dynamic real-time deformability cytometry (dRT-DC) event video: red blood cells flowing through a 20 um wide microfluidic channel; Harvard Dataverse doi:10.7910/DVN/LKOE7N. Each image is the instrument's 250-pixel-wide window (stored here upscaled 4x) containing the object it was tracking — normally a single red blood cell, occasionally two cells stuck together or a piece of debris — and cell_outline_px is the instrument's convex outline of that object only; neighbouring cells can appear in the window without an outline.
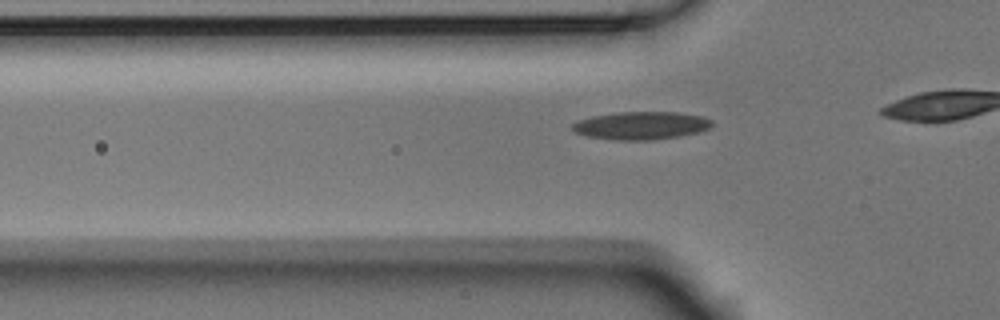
{"species": "Egyptian fruit bat (a non-hibernating species)", "species_latin": "Rousettus aegyptiacus", "temperature_condition": "room temperature", "stored_images_in_passage": 39, "camera_frame_rate_fps": 3000, "um_per_image_px": 0.085, "animal": {"sex": "male"}, "frame": {"image": 1, "passage_image": 14, "time_ms": 4.333, "image_size_px": [1000, 320], "cell_outline_px": [[712, 128], [700, 132], [680, 136], [652, 140], [616, 140], [588, 136], [576, 132], [572, 128], [572, 124], [580, 120], [592, 116], [620, 112], [676, 112], [704, 116], [712, 120]], "centroid_in_image_um": [54.57, 10.67], "position_along_channel_um": 71.2, "area_um2": 22.72}}
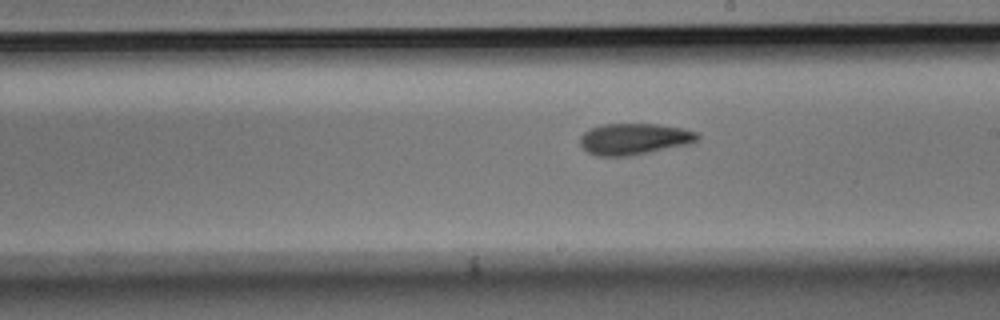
{"frame": {"image": 2, "passage_image": 27, "time_ms": 8.667, "image_size_px": [1000, 320], "cell_outline_px": [[700, 140], [688, 144], [628, 156], [596, 156], [588, 152], [580, 144], [580, 136], [584, 132], [600, 124], [656, 124], [684, 128], [696, 132], [700, 136]], "centroid_in_image_um": [53.91, 11.8], "position_along_channel_um": 235.1, "area_um2": 21.39}}
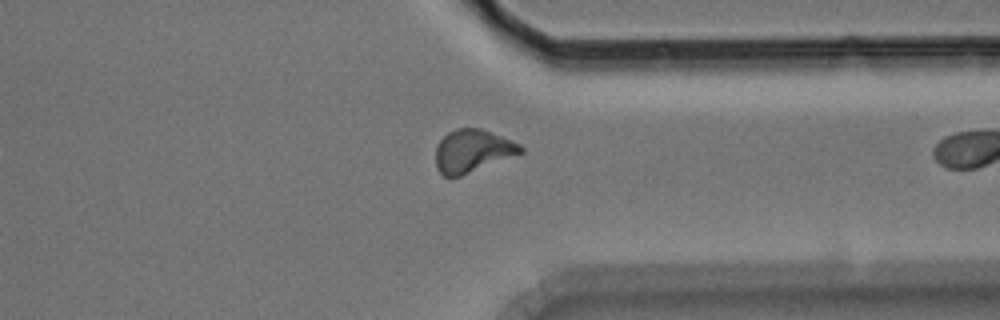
{"frame": {"image": 3, "passage_image": 38, "time_ms": 12.333, "image_size_px": [1000, 320], "cell_outline_px": [[524, 152], [460, 176], [444, 176], [436, 168], [436, 144], [448, 132], [456, 128], [480, 128], [520, 144], [524, 148]], "centroid_in_image_um": [40.14, 12.82], "position_along_channel_um": 371.3, "area_um2": 20.92}}